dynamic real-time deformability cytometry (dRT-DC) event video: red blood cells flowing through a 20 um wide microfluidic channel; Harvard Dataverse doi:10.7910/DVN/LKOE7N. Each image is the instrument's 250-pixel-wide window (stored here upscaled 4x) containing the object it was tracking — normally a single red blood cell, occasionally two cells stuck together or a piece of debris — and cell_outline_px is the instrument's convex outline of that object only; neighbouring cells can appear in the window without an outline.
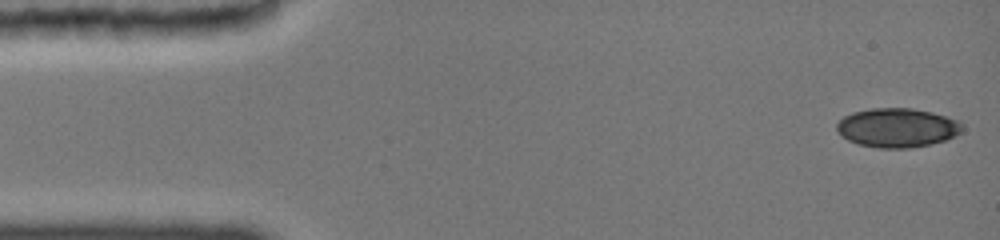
{"species": "common noctule bat (a hibernating species)", "species_latin": "Nyctalus noctula", "temperature_condition": "cold", "stored_images_in_passage": 27, "camera_frame_rate_fps": 3000, "um_per_image_px": 0.085, "animal": {"sex": "female", "body_mass_g": 19.0, "forearm_length_mm": 51.5}, "frame": {"image": 1, "passage_image": 1, "time_ms": 0.0, "image_size_px": [1000, 240], "cell_outline_px": [[964, 128], [960, 132], [944, 140], [928, 144], [908, 148], [880, 148], [860, 144], [848, 140], [836, 128], [836, 124], [844, 116], [856, 112], [872, 108], [912, 108], [932, 112], [956, 120]], "centroid_in_image_um": [76.25, 10.85], "position_along_channel_um": 8.7, "area_um2": 28.03}}
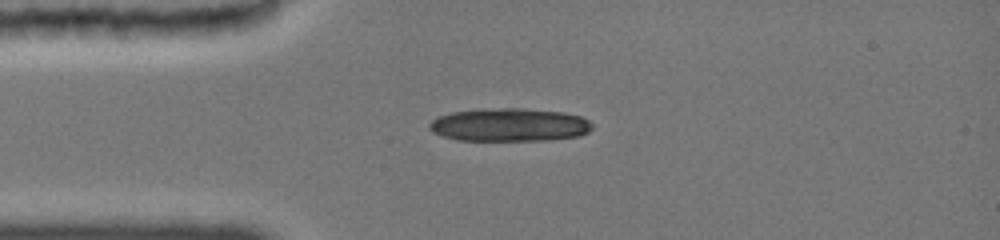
{"frame": {"image": 2, "passage_image": 10, "time_ms": 3.333, "image_size_px": [1000, 240], "cell_outline_px": [[592, 128], [588, 132], [576, 136], [544, 140], [460, 140], [444, 136], [436, 132], [428, 124], [432, 120], [440, 116], [452, 112], [504, 108], [520, 108], [560, 112], [580, 116], [588, 120], [592, 124]], "centroid_in_image_um": [43.34, 10.61], "position_along_channel_um": 41.7, "area_um2": 30.69}}